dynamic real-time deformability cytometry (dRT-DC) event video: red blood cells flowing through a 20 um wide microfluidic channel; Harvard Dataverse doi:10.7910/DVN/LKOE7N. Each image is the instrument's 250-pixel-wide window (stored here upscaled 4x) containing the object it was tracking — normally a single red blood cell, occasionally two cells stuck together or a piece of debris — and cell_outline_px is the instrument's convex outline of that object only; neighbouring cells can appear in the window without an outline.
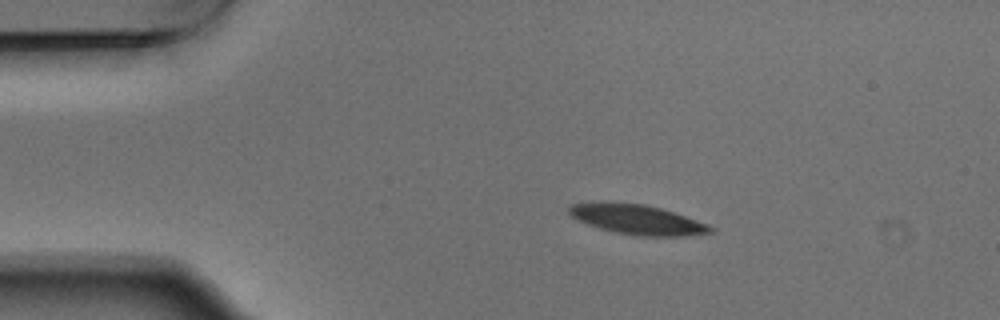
{"species": "Egyptian fruit bat (a non-hibernating species)", "species_latin": "Rousettus aegyptiacus", "temperature_condition": "warm", "stored_images_in_passage": 4, "segment_of_instrument_passage": [1, 2], "camera_frame_rate_fps": 3000, "um_per_image_px": 0.085, "animal": {"sex": "male"}, "frame": {"image": 1, "passage_image": 2, "time_ms": 0.333, "image_size_px": [1000, 320], "cell_outline_px": [[716, 232], [688, 236], [640, 236], [616, 232], [600, 228], [588, 224], [572, 216], [568, 212], [568, 204], [600, 200], [604, 200], [644, 204], [660, 208], [708, 224], [716, 228]], "centroid_in_image_um": [54.15, 18.63], "position_along_channel_um": 30.9, "area_um2": 24.91}}